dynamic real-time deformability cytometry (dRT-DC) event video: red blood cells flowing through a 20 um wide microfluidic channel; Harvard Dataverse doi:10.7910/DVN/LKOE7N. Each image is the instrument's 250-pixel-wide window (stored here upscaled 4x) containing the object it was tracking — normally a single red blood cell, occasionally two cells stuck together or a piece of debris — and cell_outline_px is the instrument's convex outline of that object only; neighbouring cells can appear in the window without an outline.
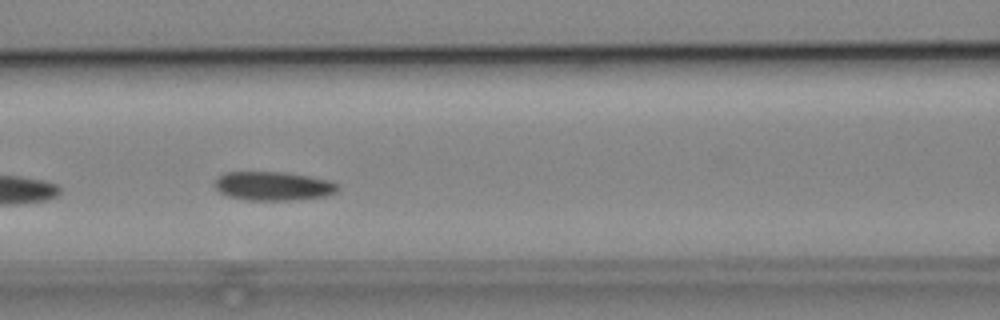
{"species": "common noctule bat (a hibernating species)", "species_latin": "Nyctalus noctula", "temperature_condition": "cold", "stored_images_in_passage": 6, "camera_frame_rate_fps": 3000, "um_per_image_px": 0.085, "animal": {"sex": "male", "body_mass_g": 19.2, "forearm_length_mm": 51.8}, "frame": {"image": 1, "passage_image": 6, "time_ms": 6.0, "image_size_px": [1000, 320], "cell_outline_px": [[340, 188], [336, 192], [328, 196], [292, 200], [248, 200], [228, 196], [220, 192], [212, 184], [216, 176], [224, 172], [284, 172], [332, 180], [340, 184]], "centroid_in_image_um": [23.24, 15.81], "position_along_channel_um": 143.4, "area_um2": 21.1}}